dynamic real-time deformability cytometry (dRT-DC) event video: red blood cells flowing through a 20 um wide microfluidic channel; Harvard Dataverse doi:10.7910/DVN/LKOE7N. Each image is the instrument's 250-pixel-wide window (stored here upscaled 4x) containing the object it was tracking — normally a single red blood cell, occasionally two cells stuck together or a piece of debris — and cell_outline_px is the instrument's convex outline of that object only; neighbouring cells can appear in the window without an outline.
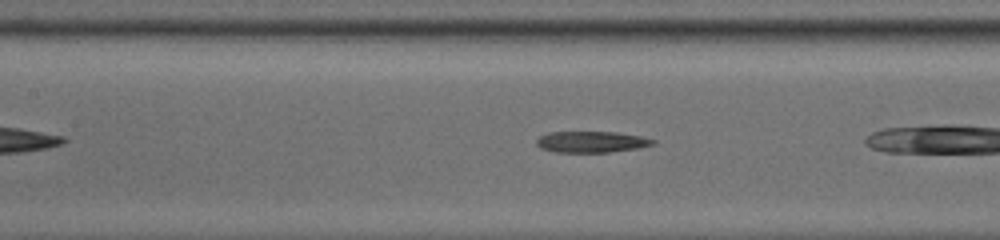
{"species": "common noctule bat (a hibernating species)", "species_latin": "Nyctalus noctula", "temperature_condition": "room temperature", "stored_images_in_passage": 19, "camera_frame_rate_fps": 3000, "um_per_image_px": 0.085, "animal": {"sex": "male", "body_mass_g": 13.0, "forearm_length_mm": 53.1}, "frame": {"image": 1, "passage_image": 14, "time_ms": 4.333, "image_size_px": [1000, 240], "cell_outline_px": [[656, 144], [640, 148], [608, 152], [556, 152], [540, 148], [536, 144], [536, 140], [540, 136], [548, 132], [616, 132], [640, 136], [656, 140]], "centroid_in_image_um": [50.29, 12.06], "position_along_channel_um": 157.1, "area_um2": 14.45}}